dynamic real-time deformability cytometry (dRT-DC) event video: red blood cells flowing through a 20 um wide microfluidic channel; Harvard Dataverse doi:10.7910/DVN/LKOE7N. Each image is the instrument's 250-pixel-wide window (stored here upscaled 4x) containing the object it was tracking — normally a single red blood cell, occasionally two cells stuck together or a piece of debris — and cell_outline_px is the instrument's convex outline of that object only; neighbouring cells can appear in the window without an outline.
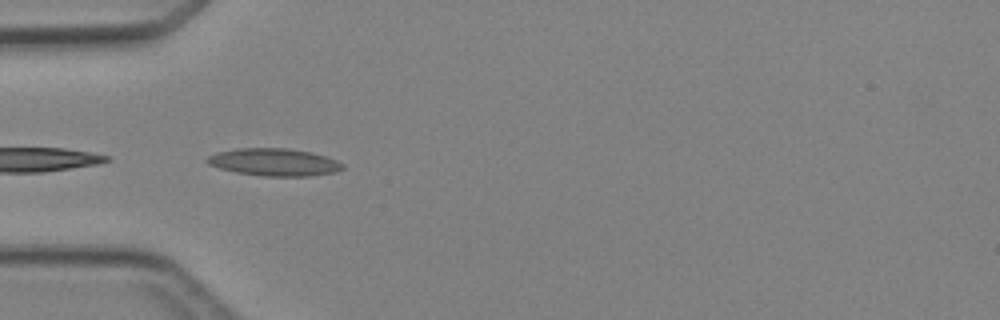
{"species": "Egyptian fruit bat (a non-hibernating species)", "species_latin": "Rousettus aegyptiacus", "temperature_condition": "cold", "stored_images_in_passage": 6, "camera_frame_rate_fps": 3000, "um_per_image_px": 0.085, "animal": {"sex": "female"}, "frame": {"image": 1, "passage_image": 4, "time_ms": 3.333, "image_size_px": [1000, 320], "cell_outline_px": [[344, 168], [336, 172], [308, 176], [264, 176], [236, 172], [220, 168], [208, 164], [204, 160], [208, 156], [216, 152], [236, 148], [288, 148], [312, 152], [336, 160], [344, 164]], "centroid_in_image_um": [23.29, 13.78], "position_along_channel_um": 61.7, "area_um2": 21.73}}
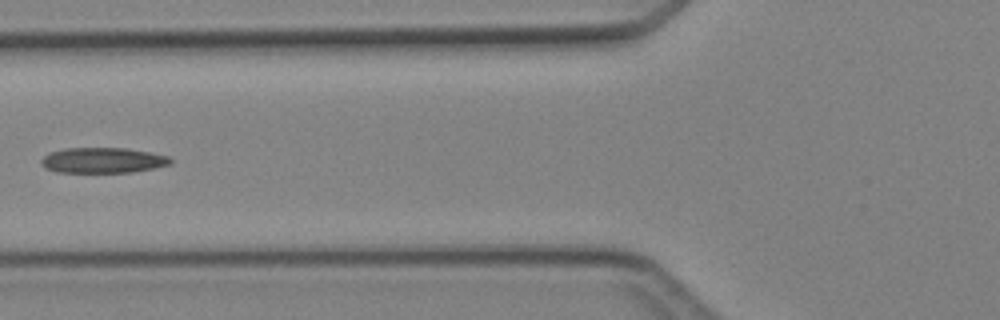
{"frame": {"image": 2, "passage_image": 5, "time_ms": 4.667, "image_size_px": [1000, 320], "cell_outline_px": [[172, 164], [156, 168], [132, 172], [56, 172], [44, 168], [40, 164], [40, 160], [48, 152], [64, 148], [128, 148], [168, 156], [172, 160]], "centroid_in_image_um": [8.71, 13.62], "position_along_channel_um": 117.1, "area_um2": 19.36}}
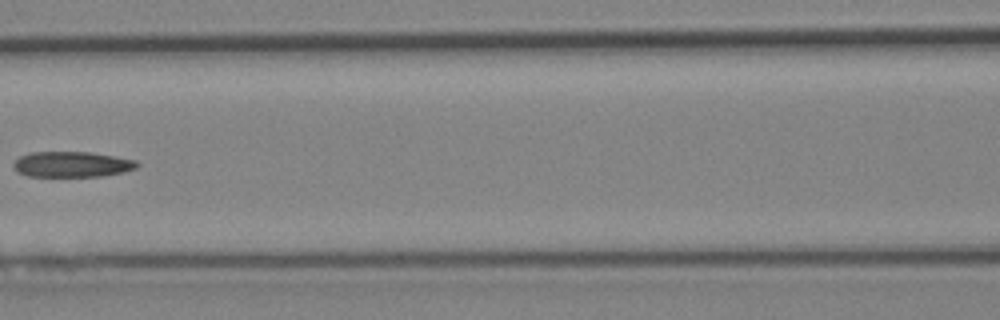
{"frame": {"image": 3, "passage_image": 6, "time_ms": 5.667, "image_size_px": [1000, 320], "cell_outline_px": [[140, 164], [136, 168], [124, 172], [104, 176], [28, 176], [16, 172], [12, 168], [12, 164], [20, 156], [32, 152], [88, 152], [136, 160]], "centroid_in_image_um": [6.09, 13.97], "position_along_channel_um": 160.5, "area_um2": 18.44}}